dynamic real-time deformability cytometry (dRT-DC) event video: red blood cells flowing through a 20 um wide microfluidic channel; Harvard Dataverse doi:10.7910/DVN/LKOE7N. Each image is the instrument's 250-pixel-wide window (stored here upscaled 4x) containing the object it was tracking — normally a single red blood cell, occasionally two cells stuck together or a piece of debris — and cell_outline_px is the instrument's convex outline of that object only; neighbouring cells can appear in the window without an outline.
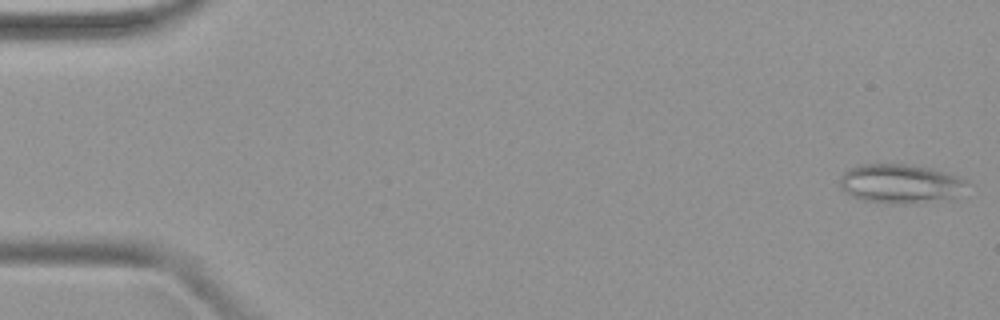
{"species": "common noctule bat (a hibernating species)", "species_latin": "Nyctalus noctula", "temperature_condition": "warm", "stored_images_in_passage": 48, "camera_frame_rate_fps": 3000, "um_per_image_px": 0.085, "animal": {"sex": "female", "body_mass_g": 19.9}, "frame": {"image": 1, "passage_image": 1, "time_ms": 0.0, "image_size_px": [1000, 320], "cell_outline_px": [[972, 184], [952, 200], [916, 204], [892, 204], [860, 200], [852, 196], [840, 188], [840, 176], [848, 168], [856, 164], [904, 164], [932, 168], [960, 176], [968, 180]], "centroid_in_image_um": [76.61, 15.63], "position_along_channel_um": 8.4, "area_um2": 30.11}}
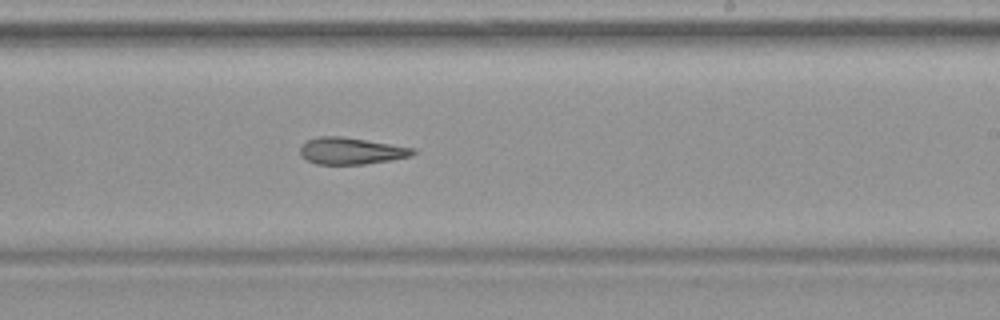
{"frame": {"image": 2, "passage_image": 29, "time_ms": 9.333, "image_size_px": [1000, 320], "cell_outline_px": [[416, 152], [412, 156], [392, 160], [364, 164], [316, 164], [304, 160], [300, 156], [300, 144], [304, 140], [316, 136], [344, 136], [416, 148]], "centroid_in_image_um": [29.8, 12.82], "position_along_channel_um": 259.2, "area_um2": 18.09}}
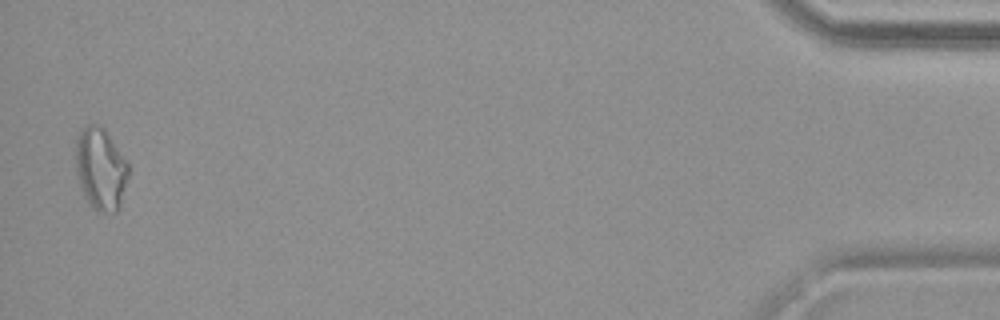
{"frame": {"image": 3, "passage_image": 47, "time_ms": 15.333, "image_size_px": [1000, 320], "cell_outline_px": [[128, 176], [120, 204], [116, 212], [100, 212], [92, 208], [80, 188], [76, 176], [76, 136], [88, 124], [104, 124], [128, 164]], "centroid_in_image_um": [8.54, 14.31], "position_along_channel_um": 426.7, "area_um2": 25.49}}